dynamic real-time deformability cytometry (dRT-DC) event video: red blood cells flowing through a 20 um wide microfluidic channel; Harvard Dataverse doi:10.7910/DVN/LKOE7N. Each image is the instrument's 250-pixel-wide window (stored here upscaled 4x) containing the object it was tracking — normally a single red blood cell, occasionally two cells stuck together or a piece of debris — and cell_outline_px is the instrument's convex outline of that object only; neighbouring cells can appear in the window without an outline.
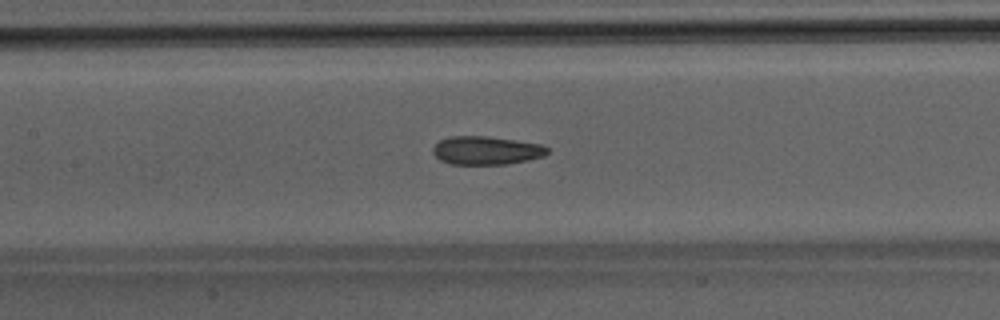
{"species": "Egyptian fruit bat (a non-hibernating species)", "species_latin": "Rousettus aegyptiacus", "temperature_condition": "room temperature", "stored_images_in_passage": 49, "camera_frame_rate_fps": 3000, "um_per_image_px": 0.085, "animal": {"sex": "male"}, "frame": {"image": 1, "passage_image": 22, "time_ms": 7.0, "image_size_px": [1000, 320], "cell_outline_px": [[548, 152], [544, 156], [528, 160], [508, 164], [448, 164], [440, 160], [432, 152], [432, 148], [440, 140], [448, 136], [488, 136], [544, 144], [548, 148]], "centroid_in_image_um": [41.34, 12.78], "position_along_channel_um": 166.1, "area_um2": 19.13}}
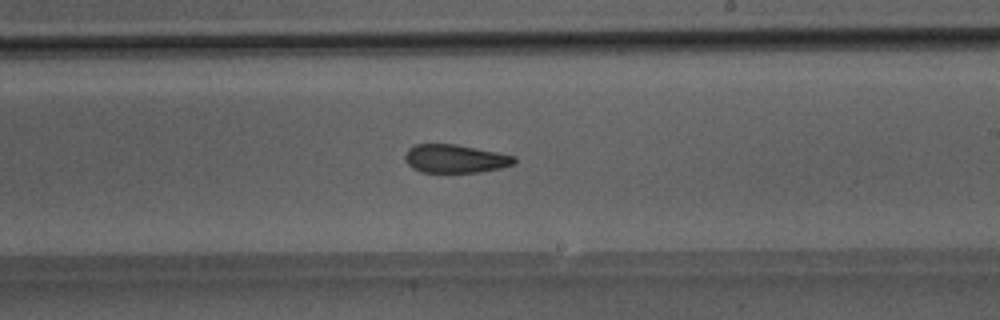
{"frame": {"image": 2, "passage_image": 28, "time_ms": 9.0, "image_size_px": [1000, 320], "cell_outline_px": [[516, 164], [500, 168], [480, 172], [420, 172], [412, 168], [404, 160], [404, 156], [408, 148], [416, 144], [456, 144], [516, 156]], "centroid_in_image_um": [38.68, 13.49], "position_along_channel_um": 250.3, "area_um2": 18.15}}
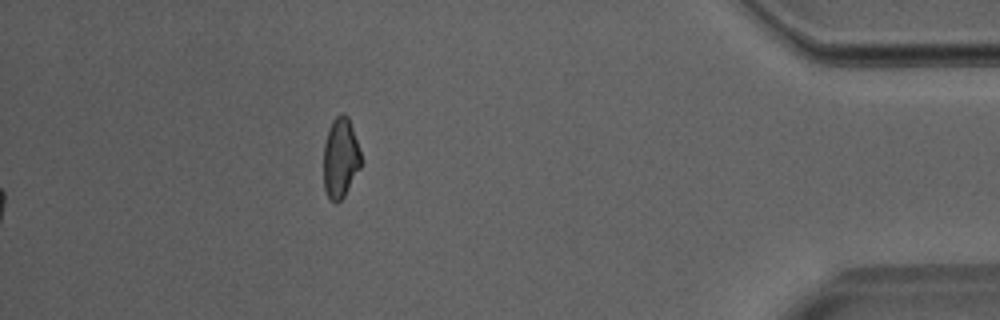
{"frame": {"image": 3, "passage_image": 49, "time_ms": 16.0, "image_size_px": [1000, 320], "cell_outline_px": [[360, 168], [344, 196], [336, 204], [328, 200], [324, 188], [324, 144], [328, 128], [332, 120], [340, 112], [344, 112], [348, 116], [360, 152]], "centroid_in_image_um": [28.91, 13.43], "position_along_channel_um": 406.3, "area_um2": 17.51}}